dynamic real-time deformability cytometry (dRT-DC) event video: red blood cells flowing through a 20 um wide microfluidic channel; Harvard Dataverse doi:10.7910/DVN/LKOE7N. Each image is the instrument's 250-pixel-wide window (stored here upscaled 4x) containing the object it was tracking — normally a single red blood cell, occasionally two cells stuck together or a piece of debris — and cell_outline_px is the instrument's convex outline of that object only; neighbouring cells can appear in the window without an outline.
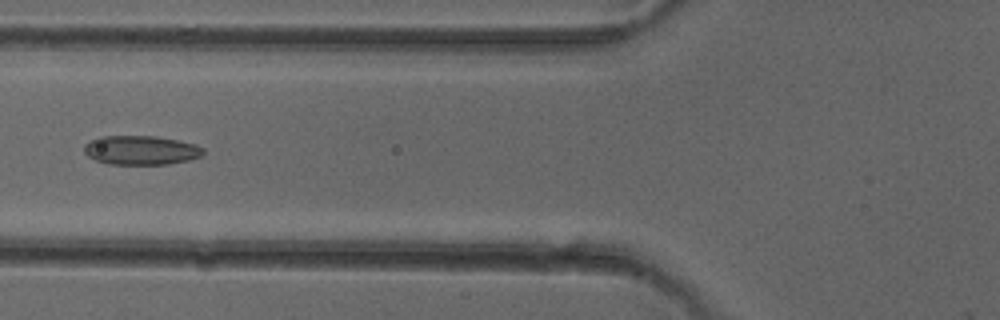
{"species": "common noctule bat (a hibernating species)", "species_latin": "Nyctalus noctula", "temperature_condition": "cold", "stored_images_in_passage": 6, "camera_frame_rate_fps": 3000, "um_per_image_px": 0.085, "animal": {"sex": "female"}, "frame": {"image": 1, "passage_image": 6, "time_ms": 6.0, "image_size_px": [1000, 320], "cell_outline_px": [[204, 152], [200, 156], [188, 160], [168, 164], [108, 164], [96, 160], [88, 156], [84, 152], [84, 144], [100, 136], [156, 136], [196, 144], [204, 148]], "centroid_in_image_um": [11.97, 12.76], "position_along_channel_um": 113.8, "area_um2": 20.17}}